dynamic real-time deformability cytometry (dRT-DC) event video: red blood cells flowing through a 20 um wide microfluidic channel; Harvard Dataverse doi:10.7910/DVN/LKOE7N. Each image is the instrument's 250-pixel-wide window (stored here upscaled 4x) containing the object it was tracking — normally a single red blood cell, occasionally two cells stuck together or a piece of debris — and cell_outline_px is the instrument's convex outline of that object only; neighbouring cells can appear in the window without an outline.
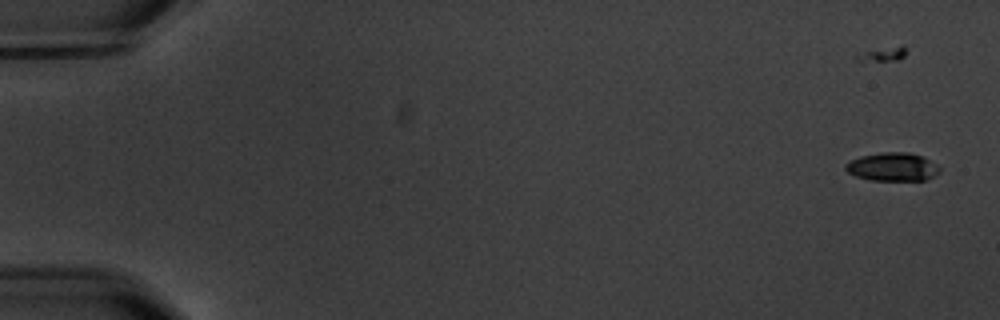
{"species": "common noctule bat (a hibernating species)", "species_latin": "Nyctalus noctula", "temperature_condition": "warm", "stored_images_in_passage": 5, "camera_frame_rate_fps": 3000, "um_per_image_px": 0.085, "animal": {"sex": "male", "body_mass_g": 20.1, "forearm_length_mm": 53.5}, "frame": {"image": 1, "passage_image": 1, "time_ms": 0.0, "image_size_px": [1000, 320], "cell_outline_px": [[940, 172], [936, 176], [928, 180], [872, 180], [856, 176], [848, 172], [844, 168], [844, 164], [860, 156], [880, 152], [908, 152], [924, 156], [936, 164], [940, 168]], "centroid_in_image_um": [75.9, 14.18], "position_along_channel_um": 9.1, "area_um2": 15.72}}